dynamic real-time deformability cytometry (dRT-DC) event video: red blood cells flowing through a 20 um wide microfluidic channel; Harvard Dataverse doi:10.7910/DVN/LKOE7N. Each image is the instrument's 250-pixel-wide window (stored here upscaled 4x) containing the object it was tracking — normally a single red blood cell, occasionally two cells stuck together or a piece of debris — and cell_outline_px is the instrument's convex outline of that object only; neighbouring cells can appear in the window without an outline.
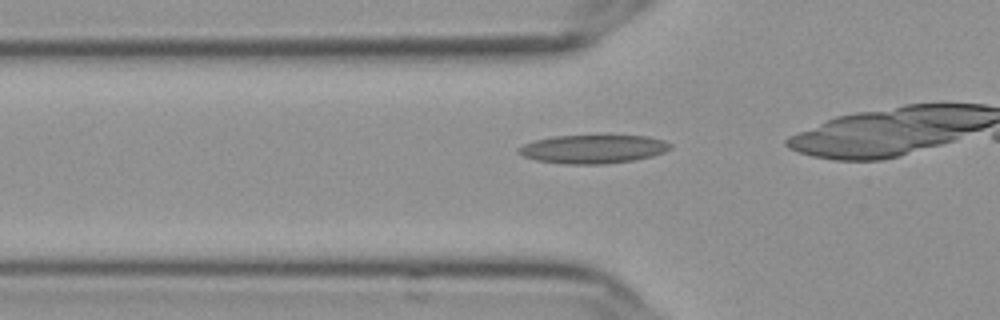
{"species": "Egyptian fruit bat (a non-hibernating species)", "species_latin": "Rousettus aegyptiacus", "temperature_condition": "cold", "stored_images_in_passage": 16, "camera_frame_rate_fps": 3000, "um_per_image_px": 0.085, "frame": {"image": 1, "passage_image": 10, "time_ms": 3.0, "image_size_px": [1000, 320], "cell_outline_px": [[672, 148], [664, 152], [652, 156], [636, 160], [604, 164], [564, 164], [536, 160], [524, 156], [516, 152], [516, 148], [524, 144], [536, 140], [552, 136], [648, 136], [664, 140], [672, 144]], "centroid_in_image_um": [50.42, 12.68], "position_along_channel_um": 75.4, "area_um2": 25.32}}
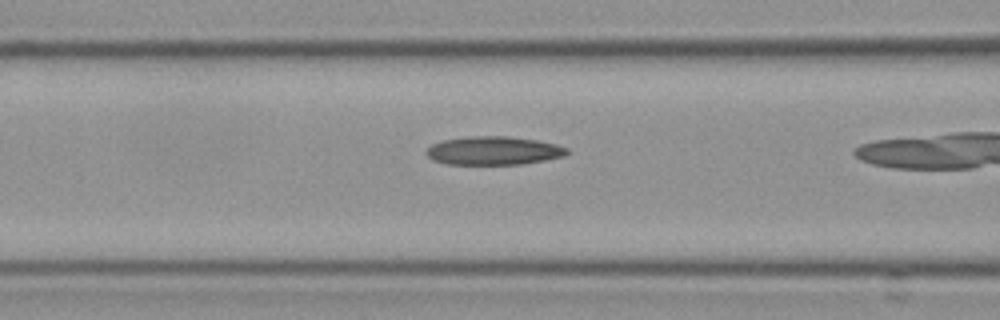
{"frame": {"image": 2, "passage_image": 14, "time_ms": 4.333, "image_size_px": [1000, 320], "cell_outline_px": [[568, 152], [560, 156], [544, 160], [520, 164], [444, 164], [432, 160], [424, 152], [432, 144], [444, 140], [472, 136], [508, 136], [536, 140], [556, 144], [568, 148]], "centroid_in_image_um": [41.9, 12.8], "position_along_channel_um": 124.7, "area_um2": 23.12}}